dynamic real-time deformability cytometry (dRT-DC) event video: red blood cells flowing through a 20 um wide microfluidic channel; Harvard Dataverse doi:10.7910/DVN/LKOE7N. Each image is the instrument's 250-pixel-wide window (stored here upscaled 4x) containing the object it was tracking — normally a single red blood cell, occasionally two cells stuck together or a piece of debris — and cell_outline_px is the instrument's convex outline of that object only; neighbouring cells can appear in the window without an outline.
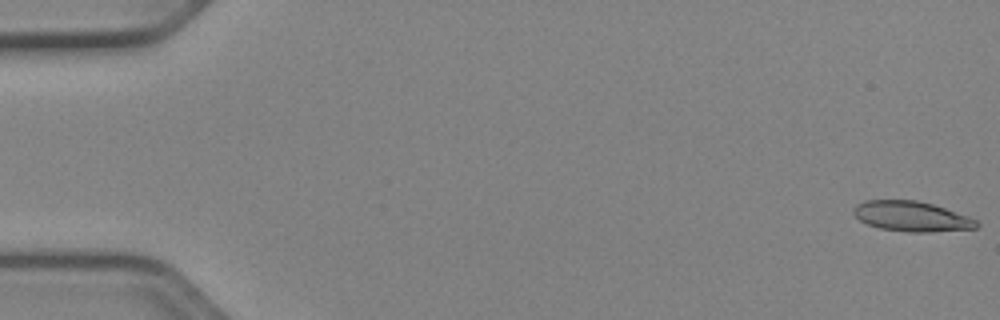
{"species": "Egyptian fruit bat (a non-hibernating species)", "species_latin": "Rousettus aegyptiacus", "temperature_condition": "cold", "stored_images_in_passage": 52, "camera_frame_rate_fps": 3000, "um_per_image_px": 0.085, "animal": {"sex": "female"}, "frame": {"image": 1, "passage_image": 1, "time_ms": 0.0, "image_size_px": [1000, 320], "cell_outline_px": [[980, 224], [976, 228], [932, 232], [908, 232], [880, 228], [868, 224], [860, 220], [852, 212], [852, 208], [856, 204], [864, 200], [916, 200], [932, 204], [968, 216], [976, 220]], "centroid_in_image_um": [77.46, 18.39], "position_along_channel_um": 7.5, "area_um2": 21.56}}
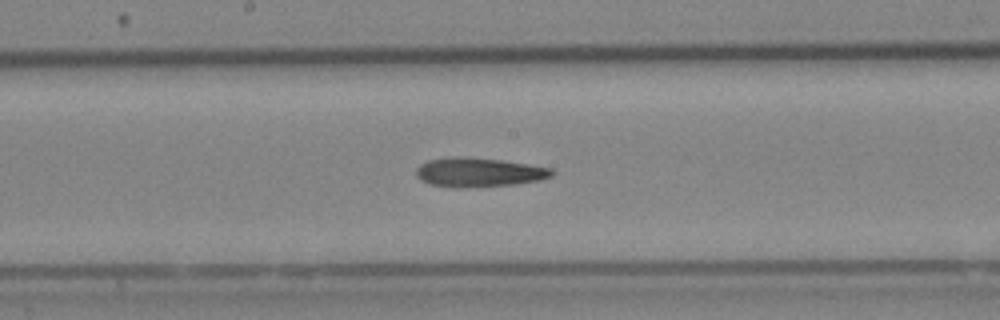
{"frame": {"image": 2, "passage_image": 28, "time_ms": 9.0, "image_size_px": [1000, 320], "cell_outline_px": [[556, 172], [552, 176], [540, 180], [512, 184], [456, 188], [452, 188], [428, 184], [420, 180], [416, 176], [416, 168], [420, 164], [428, 160], [456, 156], [500, 160], [552, 168]], "centroid_in_image_um": [40.66, 14.65], "position_along_channel_um": 207.5, "area_um2": 23.0}}
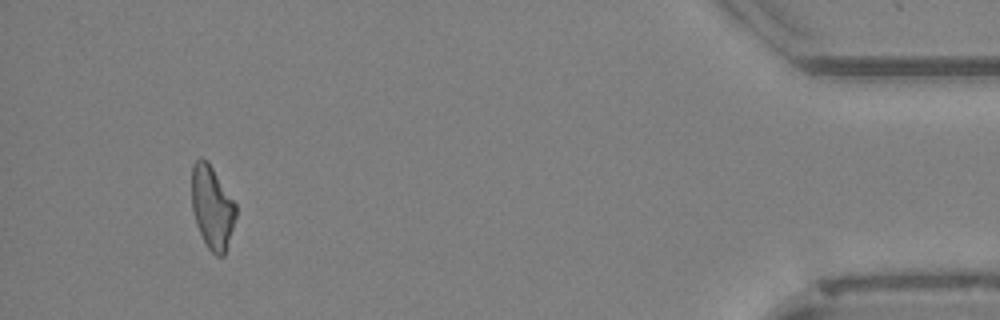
{"frame": {"image": 3, "passage_image": 49, "time_ms": 16.0, "image_size_px": [1000, 320], "cell_outline_px": [[236, 216], [224, 256], [216, 256], [208, 248], [196, 224], [192, 208], [192, 164], [200, 156], [208, 160], [236, 204]], "centroid_in_image_um": [18.02, 17.58], "position_along_channel_um": 417.2, "area_um2": 21.33}, "authors_computed_cell_mechanics": {"area_um2": 22.253, "velocity_mm_per_s": 3.9526, "shape_relaxation_time_tau1_ms": null, "shape_relaxation_time_tau2_ms": 5.9661, "deformation_change_tau1": null, "deformation_change_tau2": 0.1873}}